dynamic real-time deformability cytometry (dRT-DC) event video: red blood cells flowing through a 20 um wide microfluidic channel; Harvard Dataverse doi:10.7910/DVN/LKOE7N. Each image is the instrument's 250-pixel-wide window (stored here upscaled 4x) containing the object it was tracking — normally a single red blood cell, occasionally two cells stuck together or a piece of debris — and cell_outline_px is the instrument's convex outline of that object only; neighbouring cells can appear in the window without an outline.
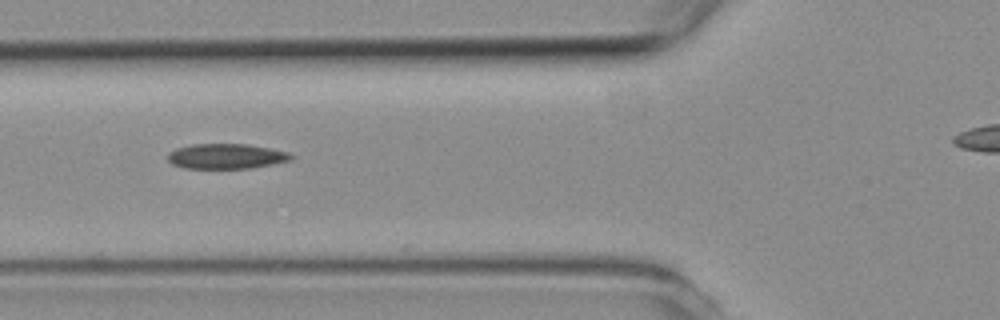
{"species": "common noctule bat (a hibernating species)", "species_latin": "Nyctalus noctula", "temperature_condition": "room temperature", "stored_images_in_passage": 5, "segment_of_instrument_passage": [1, 2], "camera_frame_rate_fps": 3000, "um_per_image_px": 0.085, "animal": {"sex": "female", "body_mass_g": 19.3, "forearm_length_mm": 54.1}, "frame": {"image": 1, "passage_image": 2, "time_ms": 1.333, "image_size_px": [1000, 320], "cell_outline_px": [[296, 156], [292, 160], [252, 168], [184, 168], [172, 164], [168, 160], [168, 152], [176, 148], [192, 144], [248, 144], [288, 152]], "centroid_in_image_um": [19.24, 13.28], "position_along_channel_um": 106.6, "area_um2": 18.09}}
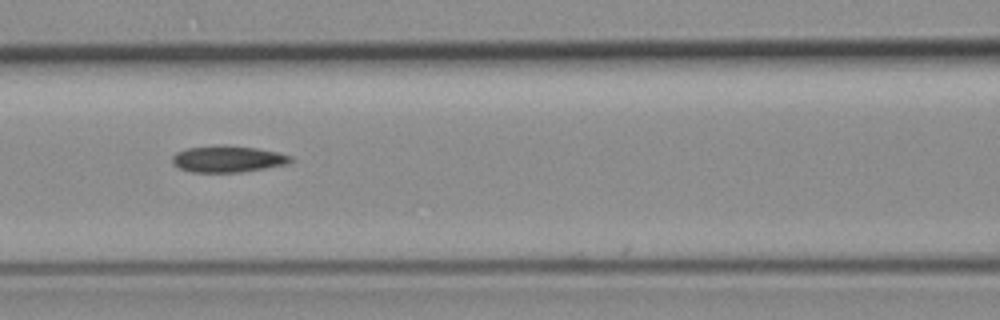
{"frame": {"image": 2, "passage_image": 3, "time_ms": 2.333, "image_size_px": [1000, 320], "cell_outline_px": [[292, 160], [288, 164], [240, 172], [192, 172], [180, 168], [172, 164], [172, 156], [176, 152], [188, 148], [256, 148], [276, 152], [292, 156]], "centroid_in_image_um": [19.36, 13.56], "position_along_channel_um": 147.2, "area_um2": 17.28}}
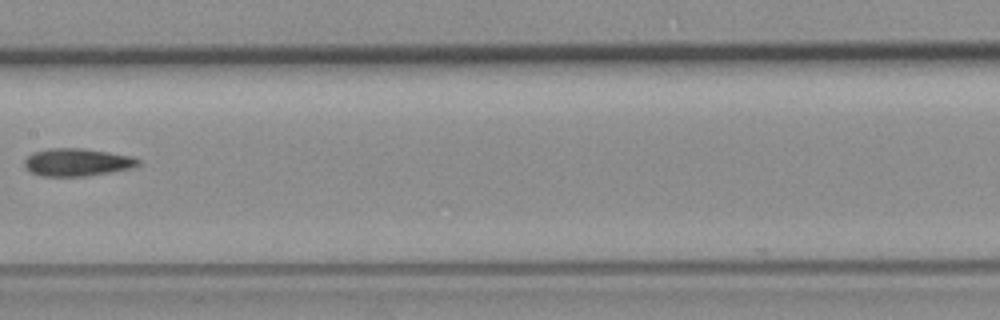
{"frame": {"image": 3, "passage_image": 4, "time_ms": 3.667, "image_size_px": [1000, 320], "cell_outline_px": [[140, 164], [136, 168], [112, 172], [84, 176], [40, 176], [32, 172], [24, 164], [24, 160], [32, 152], [48, 148], [80, 148], [108, 152], [132, 156], [140, 160]], "centroid_in_image_um": [6.59, 13.79], "position_along_channel_um": 200.8, "area_um2": 18.44}}